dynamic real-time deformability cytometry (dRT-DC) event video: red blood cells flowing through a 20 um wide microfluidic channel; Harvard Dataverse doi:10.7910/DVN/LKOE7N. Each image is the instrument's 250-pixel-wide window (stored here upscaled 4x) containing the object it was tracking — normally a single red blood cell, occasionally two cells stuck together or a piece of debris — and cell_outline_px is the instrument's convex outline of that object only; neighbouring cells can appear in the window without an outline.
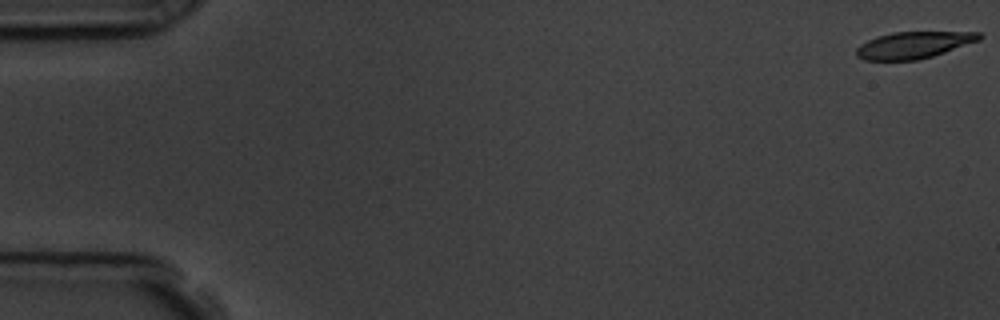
{"species": "common noctule bat (a hibernating species)", "species_latin": "Nyctalus noctula", "temperature_condition": "room temperature", "stored_images_in_passage": 57, "camera_frame_rate_fps": 3000, "um_per_image_px": 0.085, "animal": {"sex": "male", "body_mass_g": 19.5, "forearm_length_mm": 54.6}, "frame": {"image": 1, "passage_image": 1, "time_ms": 0.0, "image_size_px": [1000, 320], "cell_outline_px": [[984, 36], [980, 40], [932, 56], [916, 60], [864, 60], [856, 56], [856, 48], [860, 44], [876, 36], [892, 32], [980, 32]], "centroid_in_image_um": [77.64, 3.82], "position_along_channel_um": 7.4, "area_um2": 19.13}}
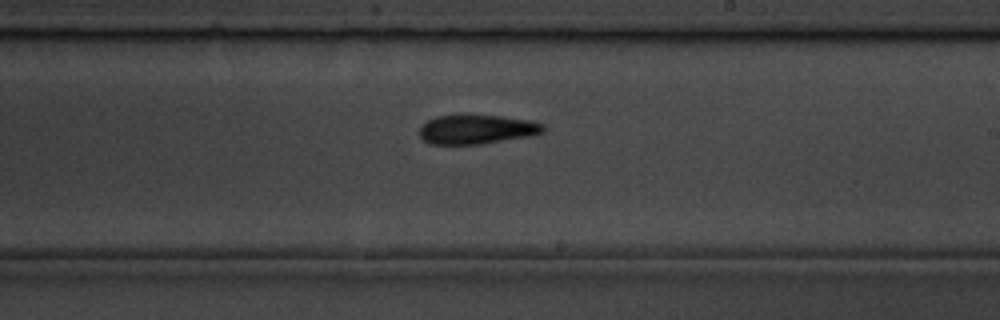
{"frame": {"image": 2, "passage_image": 34, "time_ms": 11.0, "image_size_px": [1000, 320], "cell_outline_px": [[544, 132], [532, 136], [480, 144], [428, 144], [420, 136], [420, 124], [436, 116], [460, 112], [504, 116], [532, 120], [544, 124]], "centroid_in_image_um": [40.51, 10.95], "position_along_channel_um": 248.5, "area_um2": 22.08}}
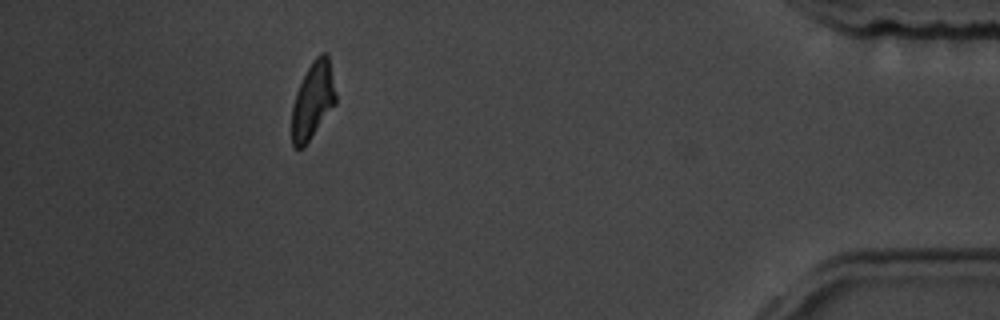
{"frame": {"image": 3, "passage_image": 52, "time_ms": 17.0, "image_size_px": [1000, 320], "cell_outline_px": [[336, 104], [304, 148], [296, 148], [292, 144], [292, 104], [296, 92], [312, 60], [320, 52], [328, 52], [336, 92]], "centroid_in_image_um": [26.61, 8.53], "position_along_channel_um": 408.6, "area_um2": 19.88}, "authors_computed_cell_mechanics": {"area_um2": 20.9236, "velocity_mm_per_s": 3.5737, "shape_relaxation_time_tau1_ms": 8.1428, "shape_relaxation_time_tau2_ms": 10.0414, "deformation_change_tau1": 0.1905, "deformation_change_tau2": 0.1965}}